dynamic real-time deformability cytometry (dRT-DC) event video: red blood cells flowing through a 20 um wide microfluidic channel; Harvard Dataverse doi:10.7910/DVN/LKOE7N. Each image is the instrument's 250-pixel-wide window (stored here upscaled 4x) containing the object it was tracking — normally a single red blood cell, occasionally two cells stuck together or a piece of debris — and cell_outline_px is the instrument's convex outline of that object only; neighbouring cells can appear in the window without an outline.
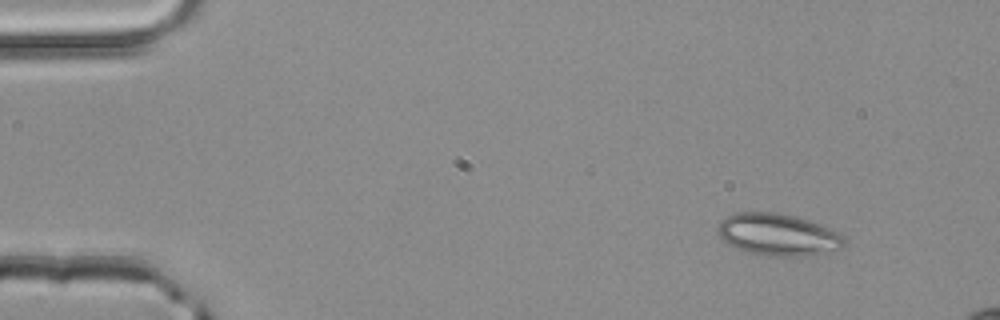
{"species": "common noctule bat (a hibernating species)", "species_latin": "Nyctalus noctula", "temperature_condition": "room temperature", "stored_images_in_passage": 12, "camera_frame_rate_fps": 3000, "um_per_image_px": 0.085, "animal": {"sex": "male", "body_mass_g": 20.4}, "frame": {"image": 1, "passage_image": 1, "time_ms": 0.0, "image_size_px": [1000, 320], "cell_outline_px": [[848, 244], [840, 248], [804, 256], [764, 256], [744, 252], [724, 244], [716, 228], [720, 220], [736, 212], [776, 212], [808, 220], [840, 232], [844, 236]], "centroid_in_image_um": [66.08, 19.95], "position_along_channel_um": 18.9, "area_um2": 31.33}}